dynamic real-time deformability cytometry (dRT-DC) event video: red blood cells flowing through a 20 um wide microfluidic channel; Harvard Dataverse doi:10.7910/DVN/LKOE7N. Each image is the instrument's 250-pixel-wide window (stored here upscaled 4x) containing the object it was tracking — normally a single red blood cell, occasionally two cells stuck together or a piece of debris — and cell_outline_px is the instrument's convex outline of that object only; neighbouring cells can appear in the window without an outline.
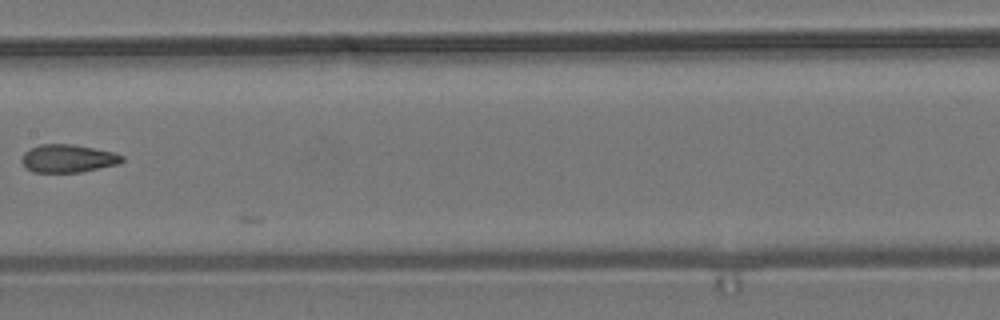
{"species": "common noctule bat (a hibernating species)", "species_latin": "Nyctalus noctula", "temperature_condition": "room temperature", "stored_images_in_passage": 8, "camera_frame_rate_fps": 3000, "um_per_image_px": 0.085, "animal": {"sex": "male", "body_mass_g": 19.2, "forearm_length_mm": 51.8}, "frame": {"image": 1, "passage_image": 8, "time_ms": 2.333, "image_size_px": [1000, 320], "cell_outline_px": [[124, 160], [120, 164], [80, 172], [32, 172], [24, 168], [20, 160], [24, 152], [40, 144], [72, 144], [112, 152], [124, 156]], "centroid_in_image_um": [5.75, 13.48], "position_along_channel_um": 201.7, "area_um2": 16.42}}